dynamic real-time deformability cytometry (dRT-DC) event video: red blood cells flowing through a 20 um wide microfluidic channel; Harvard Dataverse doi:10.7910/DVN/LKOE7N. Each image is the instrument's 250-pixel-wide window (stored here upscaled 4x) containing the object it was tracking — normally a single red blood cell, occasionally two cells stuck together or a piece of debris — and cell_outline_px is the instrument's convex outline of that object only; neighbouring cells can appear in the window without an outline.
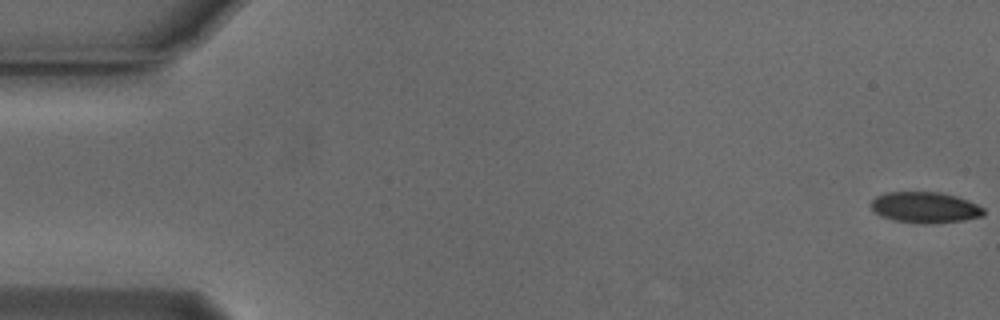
{"species": "Egyptian fruit bat (a non-hibernating species)", "species_latin": "Rousettus aegyptiacus", "temperature_condition": "cold", "stored_images_in_passage": 16, "camera_frame_rate_fps": 3000, "um_per_image_px": 0.085, "animal": {"sex": "male"}, "frame": {"image": 1, "passage_image": 1, "time_ms": 0.0, "image_size_px": [1000, 320], "cell_outline_px": [[984, 216], [964, 220], [928, 224], [920, 224], [892, 220], [880, 216], [872, 212], [868, 204], [876, 196], [888, 192], [940, 192], [956, 196], [968, 200], [984, 208]], "centroid_in_image_um": [78.58, 17.64], "position_along_channel_um": 6.4, "area_um2": 20.69}}
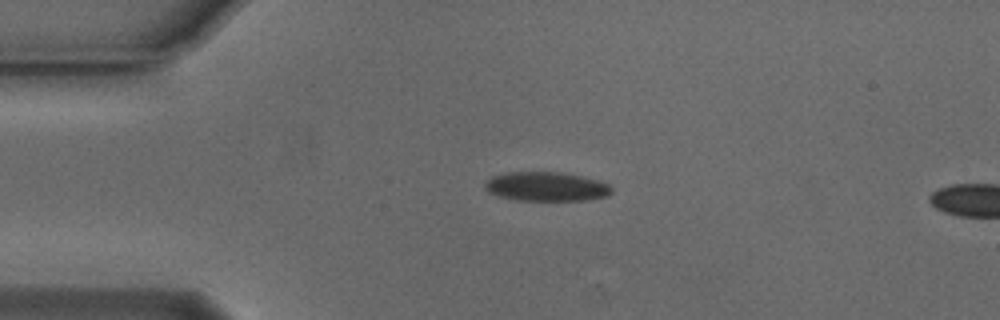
{"frame": {"image": 2, "passage_image": 13, "time_ms": 4.0, "image_size_px": [1000, 320], "cell_outline_px": [[612, 192], [608, 196], [584, 200], [516, 200], [500, 196], [488, 192], [484, 188], [484, 184], [492, 176], [508, 172], [560, 172], [600, 180], [608, 184], [612, 188]], "centroid_in_image_um": [46.44, 15.85], "position_along_channel_um": 38.6, "area_um2": 21.5}}